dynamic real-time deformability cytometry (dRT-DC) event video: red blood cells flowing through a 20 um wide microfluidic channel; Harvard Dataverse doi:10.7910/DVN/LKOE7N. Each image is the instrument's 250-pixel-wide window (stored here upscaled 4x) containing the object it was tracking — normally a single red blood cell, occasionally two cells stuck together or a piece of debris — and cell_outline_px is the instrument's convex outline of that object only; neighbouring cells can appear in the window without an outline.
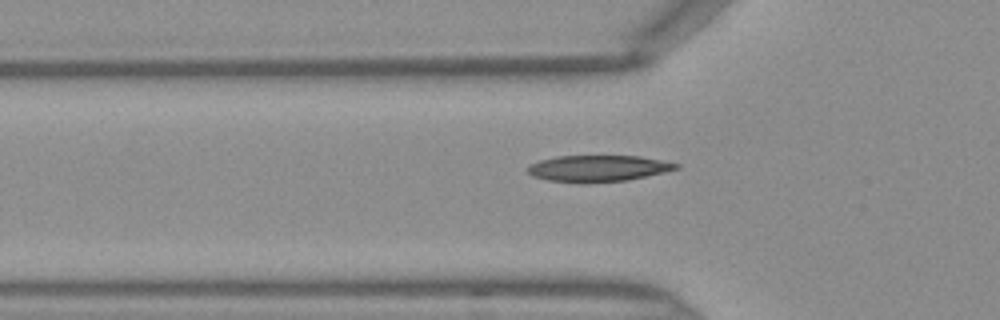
{"species": "Egyptian fruit bat (a non-hibernating species)", "species_latin": "Rousettus aegyptiacus", "temperature_condition": "warm", "stored_images_in_passage": 32, "camera_frame_rate_fps": 3000, "um_per_image_px": 0.085, "frame": {"image": 1, "passage_image": 2, "time_ms": 0.333, "image_size_px": [1000, 320], "cell_outline_px": [[680, 168], [664, 172], [628, 180], [548, 180], [532, 176], [528, 172], [528, 164], [540, 160], [556, 156], [640, 156], [680, 164]], "centroid_in_image_um": [50.86, 14.27], "position_along_channel_um": 74.9, "area_um2": 21.85}}
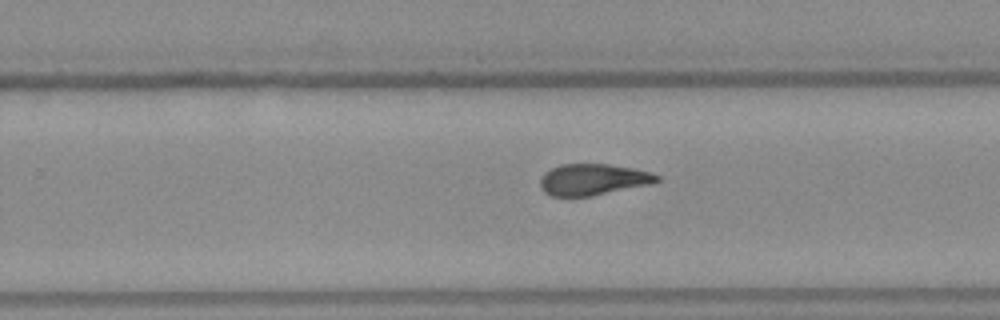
{"frame": {"image": 2, "passage_image": 16, "time_ms": 5.0, "image_size_px": [1000, 320], "cell_outline_px": [[660, 180], [652, 184], [592, 196], [552, 196], [544, 192], [540, 188], [540, 176], [544, 172], [560, 164], [608, 164], [632, 168], [652, 172], [660, 176]], "centroid_in_image_um": [50.41, 15.26], "position_along_channel_um": 279.4, "area_um2": 21.5}}
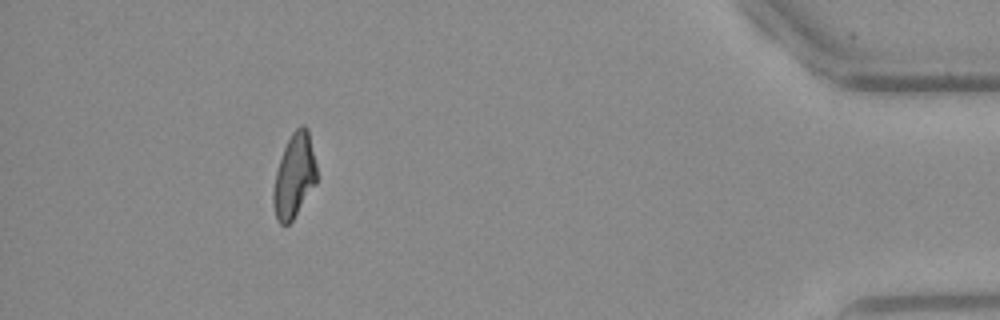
{"frame": {"image": 3, "passage_image": 29, "time_ms": 9.333, "image_size_px": [1000, 320], "cell_outline_px": [[316, 184], [292, 220], [288, 224], [280, 224], [276, 220], [272, 204], [272, 192], [276, 172], [284, 148], [292, 132], [300, 124], [304, 124], [308, 128], [316, 164]], "centroid_in_image_um": [25.0, 14.94], "position_along_channel_um": 410.2, "area_um2": 21.27}}